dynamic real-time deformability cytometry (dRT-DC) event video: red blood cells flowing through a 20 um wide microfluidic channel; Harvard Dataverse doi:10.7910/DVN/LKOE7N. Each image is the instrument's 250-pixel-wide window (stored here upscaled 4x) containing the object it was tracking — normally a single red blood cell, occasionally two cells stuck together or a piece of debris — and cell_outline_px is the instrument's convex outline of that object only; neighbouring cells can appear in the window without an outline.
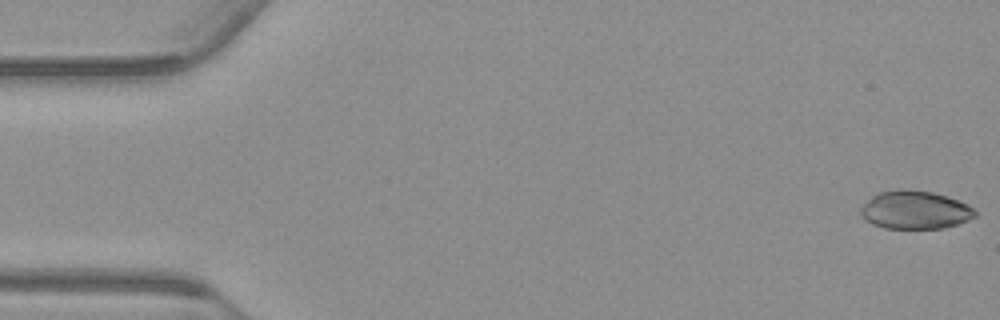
{"species": "common noctule bat (a hibernating species)", "species_latin": "Nyctalus noctula", "temperature_condition": "warm", "stored_images_in_passage": 55, "camera_frame_rate_fps": 3000, "um_per_image_px": 0.085, "animal": {"sex": "male", "body_mass_g": 23.1, "forearm_length_mm": 52.7}, "frame": {"image": 1, "passage_image": 1, "time_ms": 0.0, "image_size_px": [1000, 320], "cell_outline_px": [[976, 216], [968, 220], [944, 228], [884, 228], [872, 224], [864, 220], [860, 212], [860, 208], [872, 196], [880, 192], [932, 192], [948, 196], [960, 200], [968, 204], [976, 212]], "centroid_in_image_um": [77.8, 17.89], "position_along_channel_um": 7.2, "area_um2": 24.8}}
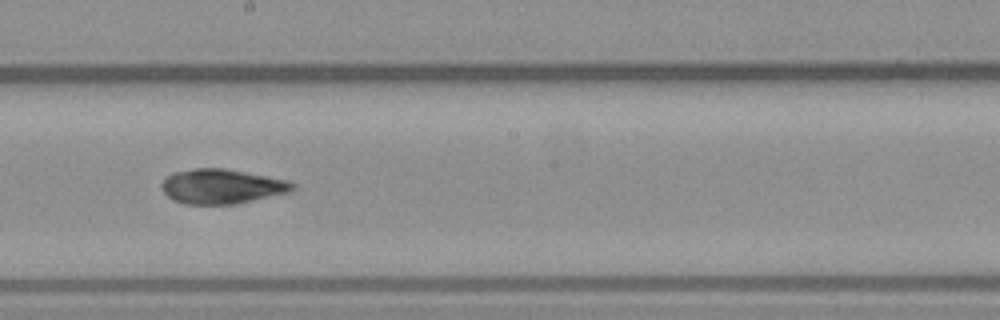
{"frame": {"image": 2, "passage_image": 30, "time_ms": 9.667, "image_size_px": [1000, 320], "cell_outline_px": [[296, 188], [288, 192], [236, 204], [184, 204], [172, 200], [160, 188], [160, 184], [164, 176], [172, 172], [196, 168], [224, 168], [288, 180], [296, 184]], "centroid_in_image_um": [18.8, 15.84], "position_along_channel_um": 229.4, "area_um2": 26.65}}
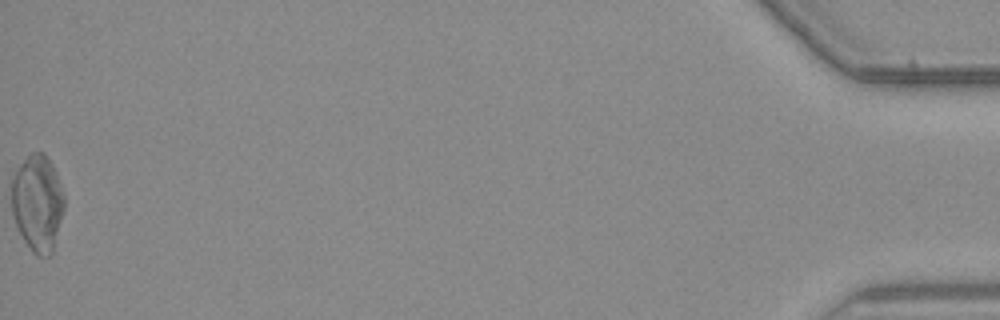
{"frame": {"image": 3, "passage_image": 55, "time_ms": 18.0, "image_size_px": [1000, 320], "cell_outline_px": [[64, 208], [52, 256], [36, 256], [32, 252], [24, 240], [16, 224], [12, 212], [12, 176], [16, 168], [32, 152], [44, 152], [52, 164], [56, 172], [64, 196]], "centroid_in_image_um": [3.2, 17.27], "position_along_channel_um": 432.0, "area_um2": 29.71}, "authors_computed_cell_mechanics": {"area_um2": 26.7036, "velocity_mm_per_s": 3.7609, "shape_relaxation_time_tau1_ms": 9.7838, "shape_relaxation_time_tau2_ms": 1.7742, "deformation_change_tau1": 0.2746, "deformation_change_tau2": 0.0711}}